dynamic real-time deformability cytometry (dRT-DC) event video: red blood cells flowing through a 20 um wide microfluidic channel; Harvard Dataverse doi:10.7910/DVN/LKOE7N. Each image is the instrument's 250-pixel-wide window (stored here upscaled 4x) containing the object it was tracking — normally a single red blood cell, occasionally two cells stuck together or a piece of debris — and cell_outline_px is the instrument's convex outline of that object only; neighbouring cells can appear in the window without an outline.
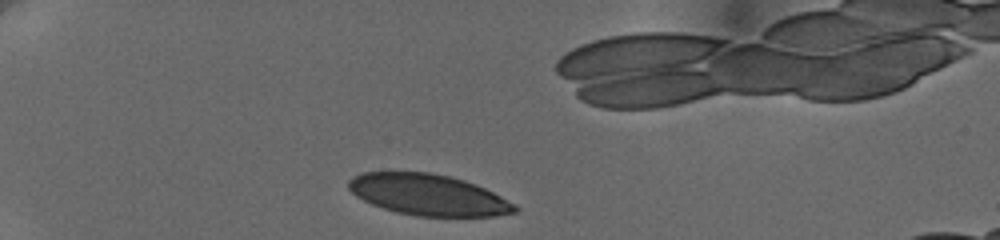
{"species": "human", "species_latin": "Homo sapiens", "temperature_condition": "cold", "stored_images_in_passage": 5, "camera_frame_rate_fps": 3000, "um_per_image_px": 0.085, "donor": {"sex": "female"}, "frame": {"image": 1, "passage_image": 1, "time_ms": 0.0, "image_size_px": [1000, 240], "cell_outline_px": [[520, 208], [516, 212], [492, 216], [416, 216], [396, 212], [372, 204], [356, 196], [348, 188], [348, 180], [364, 172], [428, 172], [452, 176], [476, 184], [516, 204]], "centroid_in_image_um": [36.42, 16.56], "position_along_channel_um": 48.6, "area_um2": 39.71}}
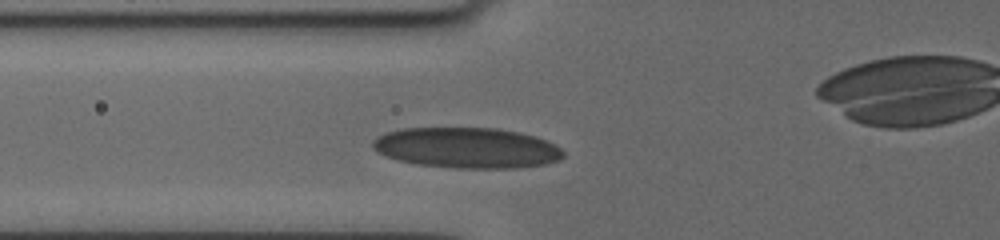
{"frame": {"image": 2, "passage_image": 3, "time_ms": 2.333, "image_size_px": [1000, 240], "cell_outline_px": [[564, 156], [560, 160], [544, 164], [516, 168], [456, 168], [416, 164], [396, 160], [372, 148], [372, 140], [376, 136], [388, 132], [404, 128], [496, 128], [536, 136], [556, 144], [564, 152]], "centroid_in_image_um": [39.69, 12.57], "position_along_channel_um": 86.1, "area_um2": 45.14}}
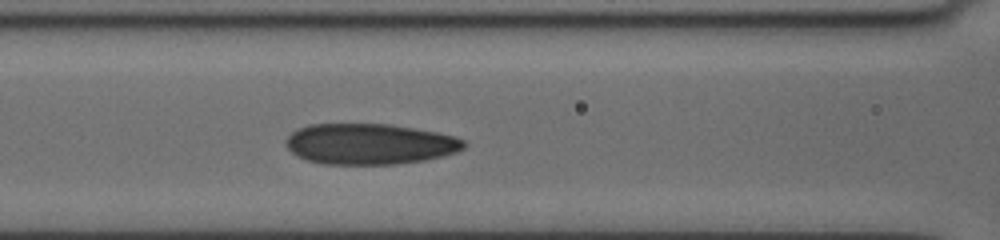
{"frame": {"image": 3, "passage_image": 5, "time_ms": 3.667, "image_size_px": [1000, 240], "cell_outline_px": [[468, 144], [464, 148], [456, 152], [444, 156], [424, 160], [396, 164], [324, 164], [308, 160], [296, 156], [284, 144], [284, 140], [292, 132], [308, 124], [392, 124], [436, 132], [452, 136], [464, 140]], "centroid_in_image_um": [31.41, 12.24], "position_along_channel_um": 135.2, "area_um2": 42.43}}